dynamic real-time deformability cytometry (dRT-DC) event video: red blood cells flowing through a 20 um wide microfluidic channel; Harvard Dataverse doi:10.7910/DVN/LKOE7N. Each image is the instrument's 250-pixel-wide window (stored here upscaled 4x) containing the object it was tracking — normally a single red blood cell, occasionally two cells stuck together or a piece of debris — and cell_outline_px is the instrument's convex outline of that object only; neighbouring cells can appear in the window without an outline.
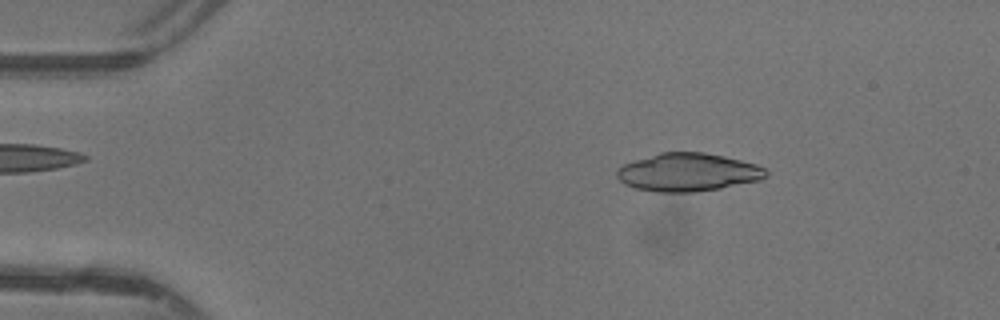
{"species": "common noctule bat (a hibernating species)", "species_latin": "Nyctalus noctula", "temperature_condition": "warm", "stored_images_in_passage": 46, "camera_frame_rate_fps": 3000, "um_per_image_px": 0.085, "animal": {"sex": "female"}, "frame": {"image": 1, "passage_image": 7, "time_ms": 2.0, "image_size_px": [1000, 320], "cell_outline_px": [[768, 176], [760, 180], [720, 188], [696, 192], [656, 192], [636, 188], [624, 184], [616, 176], [616, 172], [624, 164], [660, 152], [704, 152], [724, 156], [756, 164], [764, 168], [768, 172]], "centroid_in_image_um": [58.49, 14.64], "position_along_channel_um": 26.5, "area_um2": 33.0}}